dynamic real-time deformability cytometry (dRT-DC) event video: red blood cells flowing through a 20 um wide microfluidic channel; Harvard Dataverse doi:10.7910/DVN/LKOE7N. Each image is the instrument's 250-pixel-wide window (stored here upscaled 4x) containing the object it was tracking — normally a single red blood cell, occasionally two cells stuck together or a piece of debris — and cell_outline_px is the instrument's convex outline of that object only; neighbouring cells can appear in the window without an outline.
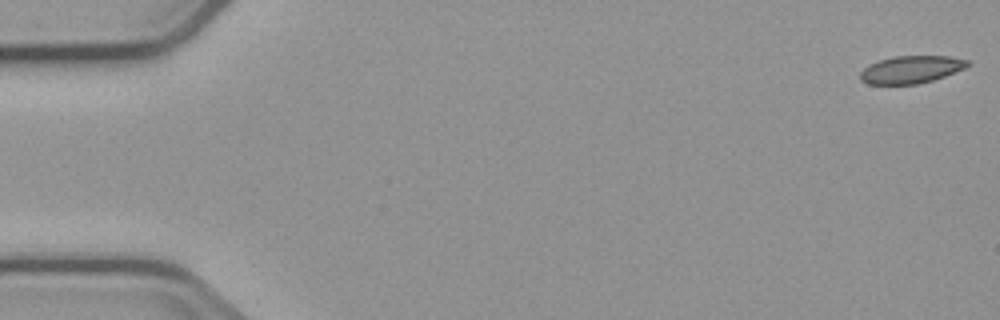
{"species": "common noctule bat (a hibernating species)", "species_latin": "Nyctalus noctula", "temperature_condition": "cold", "stored_images_in_passage": 5, "camera_frame_rate_fps": 3000, "um_per_image_px": 0.085, "animal": {"sex": "male", "body_mass_g": 23.1, "forearm_length_mm": 52.7}, "frame": {"image": 1, "passage_image": 1, "time_ms": 0.0, "image_size_px": [1000, 320], "cell_outline_px": [[972, 64], [964, 68], [944, 76], [932, 80], [916, 84], [868, 84], [860, 80], [860, 72], [868, 64], [892, 56], [948, 56], [968, 60]], "centroid_in_image_um": [77.42, 5.9], "position_along_channel_um": 7.6, "area_um2": 17.17}}
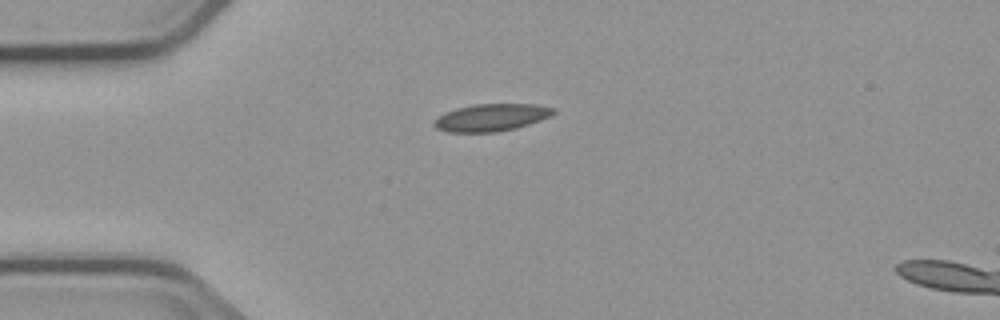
{"frame": {"image": 2, "passage_image": 4, "time_ms": 4.333, "image_size_px": [1000, 320], "cell_outline_px": [[556, 112], [552, 116], [516, 128], [496, 132], [448, 132], [436, 128], [432, 124], [444, 112], [456, 108], [472, 104], [532, 104], [556, 108]], "centroid_in_image_um": [41.77, 9.98], "position_along_channel_um": 43.2, "area_um2": 19.02}}